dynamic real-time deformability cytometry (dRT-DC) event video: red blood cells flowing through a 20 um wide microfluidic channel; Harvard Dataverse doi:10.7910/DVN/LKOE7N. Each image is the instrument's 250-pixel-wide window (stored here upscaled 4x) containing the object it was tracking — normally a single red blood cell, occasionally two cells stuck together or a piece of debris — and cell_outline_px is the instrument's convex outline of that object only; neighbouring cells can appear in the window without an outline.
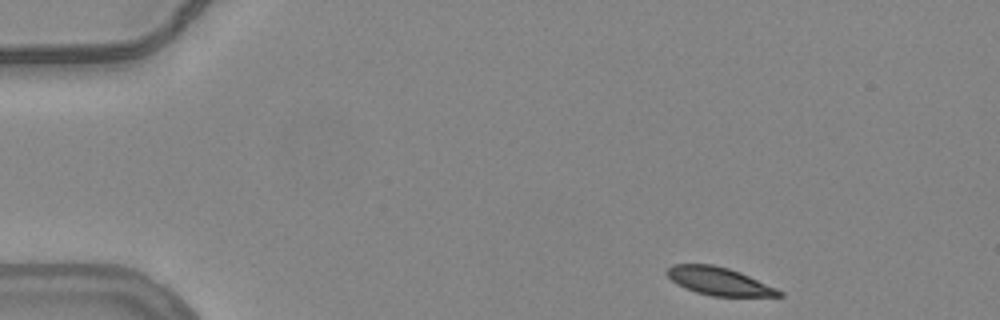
{"species": "common noctule bat (a hibernating species)", "species_latin": "Nyctalus noctula", "temperature_condition": "warm", "stored_images_in_passage": 48, "camera_frame_rate_fps": 3000, "um_per_image_px": 0.085, "animal": {"sex": "female", "body_mass_g": 24.6, "forearm_length_mm": 56.2}, "frame": {"image": 1, "passage_image": 1, "time_ms": 0.0, "image_size_px": [1000, 320], "cell_outline_px": [[784, 296], [712, 296], [696, 292], [684, 288], [676, 284], [664, 272], [672, 264], [712, 264], [728, 268], [740, 272], [776, 288], [784, 292]], "centroid_in_image_um": [61.09, 23.9], "position_along_channel_um": 23.9, "area_um2": 18.21}}
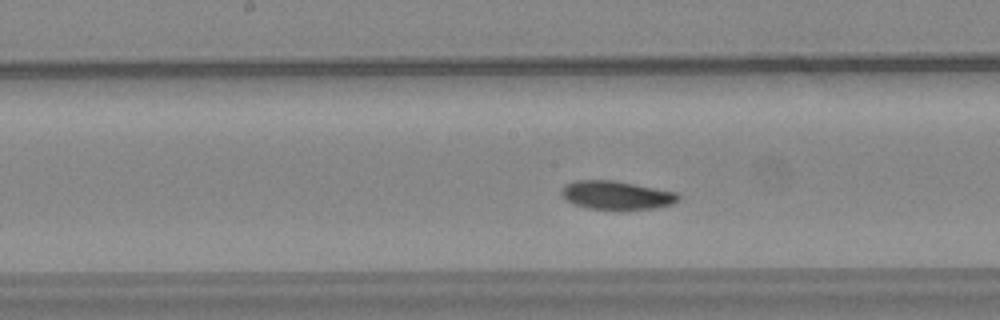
{"frame": {"image": 2, "passage_image": 22, "time_ms": 7.0, "image_size_px": [1000, 320], "cell_outline_px": [[680, 200], [672, 204], [656, 208], [588, 208], [576, 204], [568, 200], [560, 192], [568, 184], [576, 180], [616, 180], [676, 192], [680, 196]], "centroid_in_image_um": [52.46, 16.57], "position_along_channel_um": 195.7, "area_um2": 18.9}}
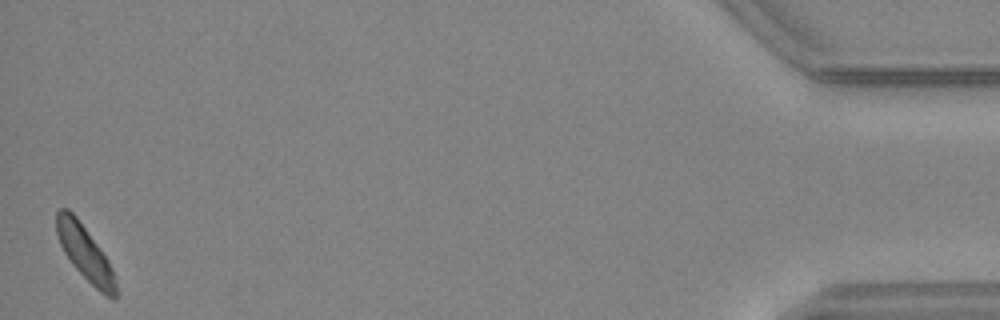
{"frame": {"image": 3, "passage_image": 48, "time_ms": 15.667, "image_size_px": [1000, 320], "cell_outline_px": [[116, 300], [112, 300], [100, 292], [72, 264], [64, 252], [60, 244], [56, 232], [56, 212], [60, 208], [68, 208], [76, 216], [100, 248], [108, 260], [112, 268], [116, 280]], "centroid_in_image_um": [7.23, 21.5], "position_along_channel_um": 428.0, "area_um2": 18.73}, "authors_computed_cell_mechanics": {"area_um2": 19.5364, "velocity_mm_per_s": 3.7323, "shape_relaxation_time_tau1_ms": 3.951, "shape_relaxation_time_tau2_ms": null, "deformation_change_tau1": 0.1003, "deformation_change_tau2": null}}